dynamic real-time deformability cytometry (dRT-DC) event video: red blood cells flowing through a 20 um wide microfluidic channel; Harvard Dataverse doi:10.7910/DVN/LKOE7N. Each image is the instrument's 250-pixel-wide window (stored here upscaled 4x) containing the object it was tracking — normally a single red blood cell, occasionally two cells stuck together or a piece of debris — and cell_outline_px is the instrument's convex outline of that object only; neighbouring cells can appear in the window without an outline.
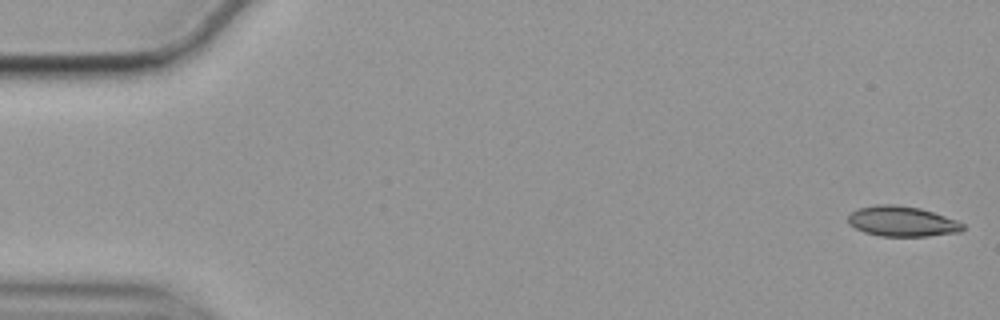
{"species": "common noctule bat (a hibernating species)", "species_latin": "Nyctalus noctula", "temperature_condition": "cold", "stored_images_in_passage": 12, "camera_frame_rate_fps": 3000, "um_per_image_px": 0.085, "animal": {"sex": "female", "body_mass_g": 19.9}, "frame": {"image": 1, "passage_image": 1, "time_ms": 0.0, "image_size_px": [1000, 320], "cell_outline_px": [[964, 228], [960, 232], [928, 236], [880, 236], [864, 232], [848, 224], [848, 216], [852, 212], [860, 208], [876, 204], [896, 204], [920, 208], [956, 220], [964, 224]], "centroid_in_image_um": [76.67, 18.81], "position_along_channel_um": 8.3, "area_um2": 20.17}}